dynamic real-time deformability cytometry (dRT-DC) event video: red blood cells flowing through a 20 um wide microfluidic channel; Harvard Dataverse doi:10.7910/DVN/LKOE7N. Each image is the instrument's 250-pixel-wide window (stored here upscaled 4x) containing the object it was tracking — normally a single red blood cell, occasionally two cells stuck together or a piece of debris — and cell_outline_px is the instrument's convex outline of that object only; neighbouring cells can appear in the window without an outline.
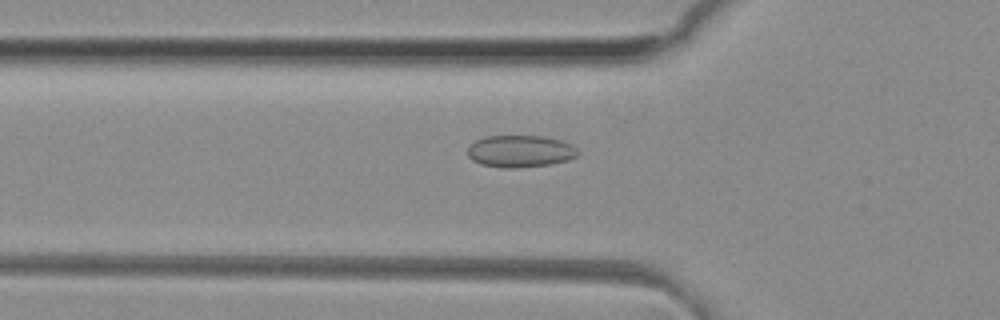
{"species": "common noctule bat (a hibernating species)", "species_latin": "Nyctalus noctula", "temperature_condition": "room temperature", "stored_images_in_passage": 44, "camera_frame_rate_fps": 3000, "um_per_image_px": 0.085, "animal": {"sex": "female", "body_mass_g": 29.2, "forearm_length_mm": 56.3}, "frame": {"image": 1, "passage_image": 11, "time_ms": 3.333, "image_size_px": [1000, 320], "cell_outline_px": [[580, 152], [576, 156], [568, 160], [552, 164], [520, 168], [504, 168], [480, 164], [472, 160], [468, 156], [468, 148], [476, 140], [484, 136], [540, 136], [560, 140], [572, 144]], "centroid_in_image_um": [44.23, 12.86], "position_along_channel_um": 81.6, "area_um2": 20.69}}
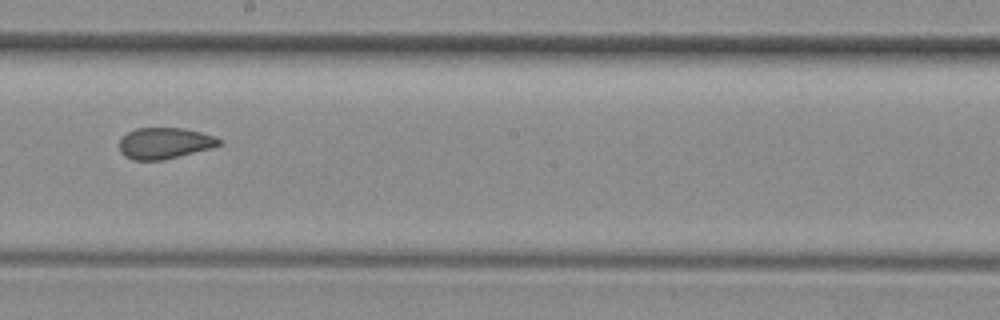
{"frame": {"image": 2, "passage_image": 22, "time_ms": 7.0, "image_size_px": [1000, 320], "cell_outline_px": [[224, 140], [220, 144], [212, 148], [164, 160], [132, 160], [124, 156], [120, 152], [120, 140], [128, 132], [136, 128], [184, 128], [216, 136]], "centroid_in_image_um": [14.02, 12.17], "position_along_channel_um": 234.2, "area_um2": 18.26}}
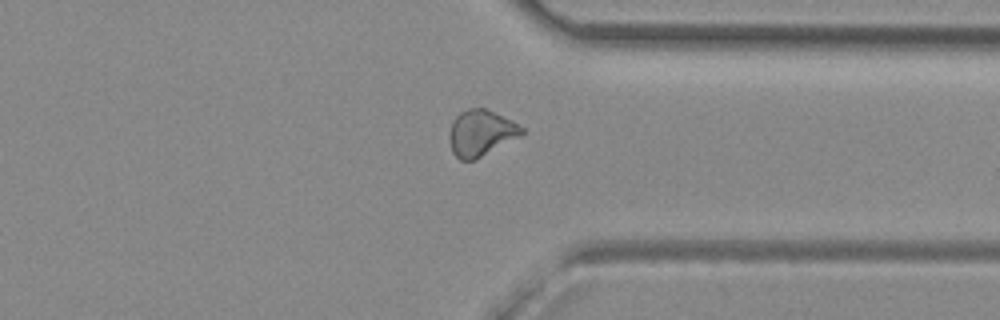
{"frame": {"image": 3, "passage_image": 32, "time_ms": 10.333, "image_size_px": [1000, 320], "cell_outline_px": [[524, 132], [520, 136], [472, 160], [460, 160], [452, 152], [448, 140], [448, 136], [452, 120], [460, 112], [468, 108], [484, 108], [512, 120], [524, 128]], "centroid_in_image_um": [40.84, 11.28], "position_along_channel_um": 370.6, "area_um2": 19.25}, "authors_computed_cell_mechanics": {"area_um2": 19.4786, "velocity_mm_per_s": 4.1532, "shape_relaxation_time_tau1_ms": null, "shape_relaxation_time_tau2_ms": 1.3738, "deformation_change_tau1": null, "deformation_change_tau2": 0.0577}}